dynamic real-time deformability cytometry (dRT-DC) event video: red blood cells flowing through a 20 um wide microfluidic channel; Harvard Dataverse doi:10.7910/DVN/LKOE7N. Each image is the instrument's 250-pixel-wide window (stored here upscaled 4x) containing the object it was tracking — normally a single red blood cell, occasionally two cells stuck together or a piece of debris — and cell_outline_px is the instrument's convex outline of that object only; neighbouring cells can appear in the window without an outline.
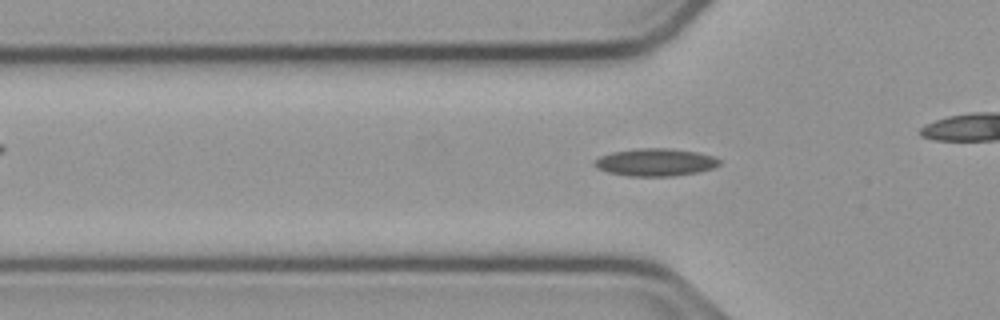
{"species": "common noctule bat (a hibernating species)", "species_latin": "Nyctalus noctula", "temperature_condition": "cold", "stored_images_in_passage": 43, "camera_frame_rate_fps": 3000, "um_per_image_px": 0.085, "animal": {"sex": "male", "body_mass_g": 23.1, "forearm_length_mm": 52.7}, "frame": {"image": 1, "passage_image": 16, "time_ms": 5.0, "image_size_px": [1000, 320], "cell_outline_px": [[720, 164], [712, 168], [696, 172], [676, 176], [628, 176], [608, 172], [596, 168], [596, 160], [600, 156], [612, 152], [636, 148], [672, 148], [696, 152], [716, 156], [720, 160]], "centroid_in_image_um": [55.74, 13.78], "position_along_channel_um": 70.1, "area_um2": 20.06}}
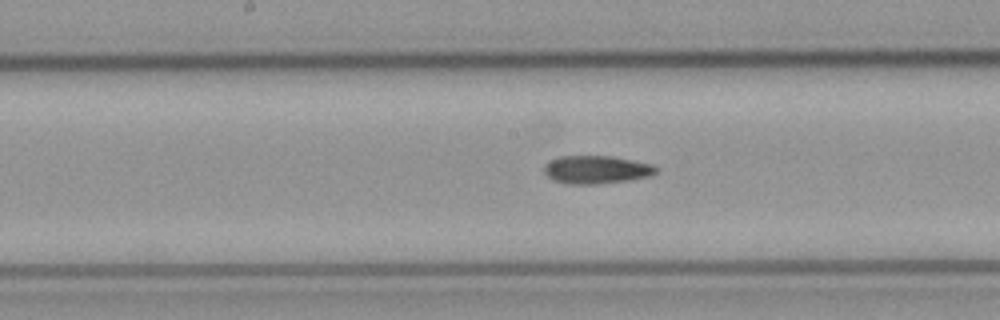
{"frame": {"image": 2, "passage_image": 26, "time_ms": 8.333, "image_size_px": [1000, 320], "cell_outline_px": [[660, 168], [652, 176], [632, 180], [596, 184], [568, 184], [552, 180], [544, 172], [544, 164], [560, 156], [612, 156], [652, 164]], "centroid_in_image_um": [50.73, 14.43], "position_along_channel_um": 197.5, "area_um2": 18.5}}
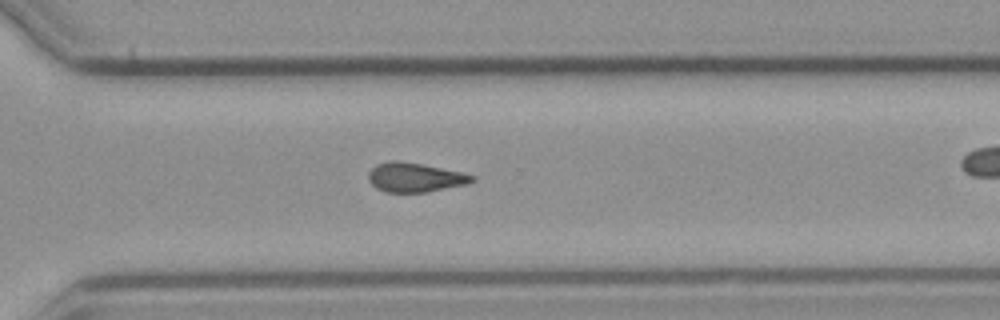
{"frame": {"image": 3, "passage_image": 37, "time_ms": 12.0, "image_size_px": [1000, 320], "cell_outline_px": [[476, 180], [468, 184], [428, 192], [384, 192], [376, 188], [368, 180], [368, 172], [376, 164], [388, 160], [400, 160], [424, 164], [460, 172], [476, 176]], "centroid_in_image_um": [35.26, 15.07], "position_along_channel_um": 335.3, "area_um2": 17.98}}